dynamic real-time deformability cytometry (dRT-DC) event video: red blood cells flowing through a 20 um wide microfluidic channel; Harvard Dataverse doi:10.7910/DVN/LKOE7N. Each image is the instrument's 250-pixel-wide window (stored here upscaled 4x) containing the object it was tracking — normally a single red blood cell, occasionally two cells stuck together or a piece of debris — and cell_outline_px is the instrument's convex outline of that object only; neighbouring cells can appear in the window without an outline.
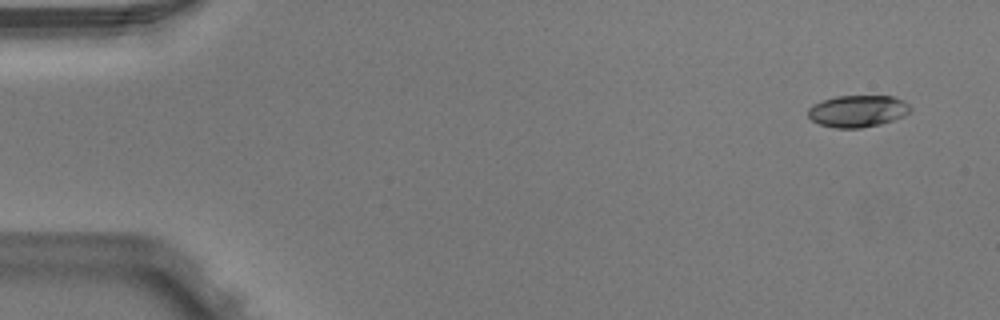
{"species": "Egyptian fruit bat (a non-hibernating species)", "species_latin": "Rousettus aegyptiacus", "temperature_condition": "warm", "stored_images_in_passage": 5, "camera_frame_rate_fps": 3000, "um_per_image_px": 0.085, "animal": {"sex": "male"}, "frame": {"image": 1, "passage_image": 1, "time_ms": 0.0, "image_size_px": [1000, 320], "cell_outline_px": [[912, 112], [904, 116], [880, 124], [860, 128], [836, 128], [820, 124], [812, 120], [808, 116], [808, 108], [812, 104], [836, 96], [892, 96], [904, 100], [912, 108]], "centroid_in_image_um": [72.92, 9.44], "position_along_channel_um": 12.1, "area_um2": 19.07}}